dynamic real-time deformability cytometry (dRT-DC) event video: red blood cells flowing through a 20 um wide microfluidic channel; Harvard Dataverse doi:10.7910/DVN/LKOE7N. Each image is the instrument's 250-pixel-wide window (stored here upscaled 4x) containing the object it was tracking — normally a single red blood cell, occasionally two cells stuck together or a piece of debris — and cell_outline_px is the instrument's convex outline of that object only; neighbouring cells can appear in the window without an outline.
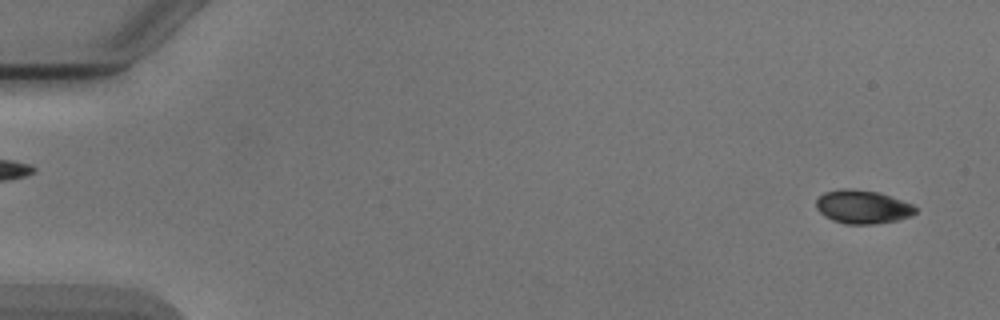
{"species": "Egyptian fruit bat (a non-hibernating species)", "species_latin": "Rousettus aegyptiacus", "temperature_condition": "cold", "stored_images_in_passage": 52, "camera_frame_rate_fps": 3000, "um_per_image_px": 0.085, "animal": {"sex": "male"}, "frame": {"image": 1, "passage_image": 2, "time_ms": 0.333, "image_size_px": [1000, 320], "cell_outline_px": [[916, 212], [912, 216], [896, 220], [872, 224], [844, 224], [832, 220], [824, 216], [816, 208], [816, 200], [824, 192], [844, 188], [848, 188], [880, 192], [912, 204], [916, 208]], "centroid_in_image_um": [73.31, 17.58], "position_along_channel_um": 11.7, "area_um2": 19.42}}
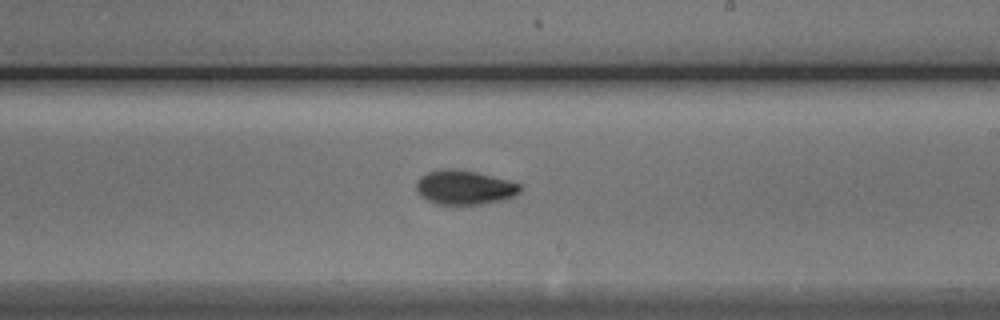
{"frame": {"image": 2, "passage_image": 31, "time_ms": 10.0, "image_size_px": [1000, 320], "cell_outline_px": [[524, 188], [520, 192], [504, 200], [480, 204], [436, 204], [420, 196], [416, 188], [416, 180], [420, 176], [428, 172], [440, 168], [456, 168], [476, 172], [508, 180], [520, 184]], "centroid_in_image_um": [39.46, 15.91], "position_along_channel_um": 249.5, "area_um2": 20.92}}
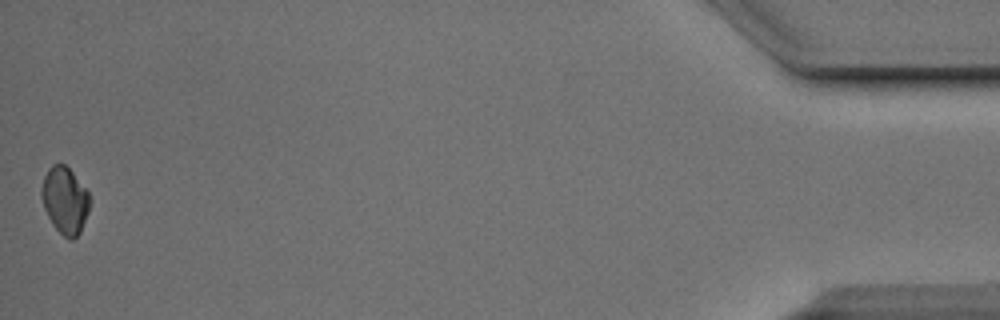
{"frame": {"image": 3, "passage_image": 52, "time_ms": 17.0, "image_size_px": [1000, 320], "cell_outline_px": [[88, 212], [80, 232], [72, 240], [68, 240], [52, 224], [44, 208], [40, 196], [40, 192], [44, 176], [48, 168], [52, 164], [64, 164], [72, 172], [88, 192]], "centroid_in_image_um": [5.48, 17.03], "position_along_channel_um": 429.7, "area_um2": 18.5}, "authors_computed_cell_mechanics": {"area_um2": 19.652, "velocity_mm_per_s": 3.8834, "shape_relaxation_time_tau1_ms": 3.1587, "shape_relaxation_time_tau2_ms": 7.2485, "deformation_change_tau1": 0.1075, "deformation_change_tau2": 0.0872}}